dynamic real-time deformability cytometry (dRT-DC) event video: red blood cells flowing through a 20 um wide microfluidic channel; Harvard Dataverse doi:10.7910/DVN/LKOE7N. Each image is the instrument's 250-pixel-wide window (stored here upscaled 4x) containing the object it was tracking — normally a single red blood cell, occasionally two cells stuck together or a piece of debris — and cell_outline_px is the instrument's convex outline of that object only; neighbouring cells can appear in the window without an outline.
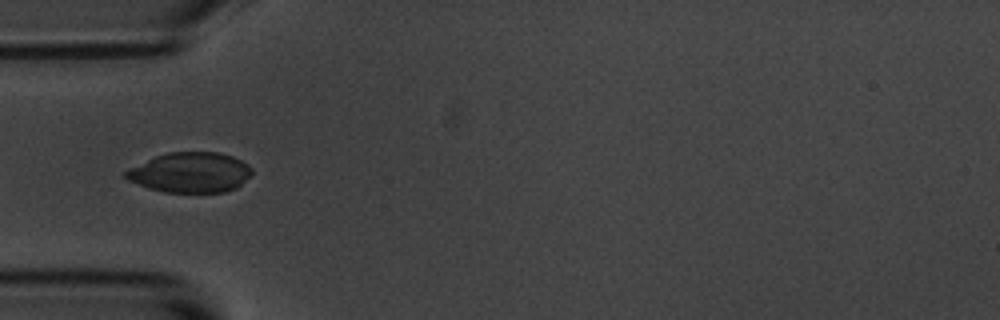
{"species": "common noctule bat (a hibernating species)", "species_latin": "Nyctalus noctula", "temperature_condition": "room temperature", "stored_images_in_passage": 3, "camera_frame_rate_fps": 3000, "um_per_image_px": 0.085, "animal": {"sex": "male", "body_mass_g": 20.1, "forearm_length_mm": 53.5}, "frame": {"image": 1, "passage_image": 1, "time_ms": 0.0, "image_size_px": [1000, 320], "cell_outline_px": [[252, 176], [236, 188], [224, 192], [164, 192], [148, 188], [128, 180], [120, 176], [128, 168], [156, 156], [168, 152], [220, 152], [232, 156], [248, 164], [252, 168]], "centroid_in_image_um": [16.17, 14.66], "position_along_channel_um": 68.8, "area_um2": 29.77}}
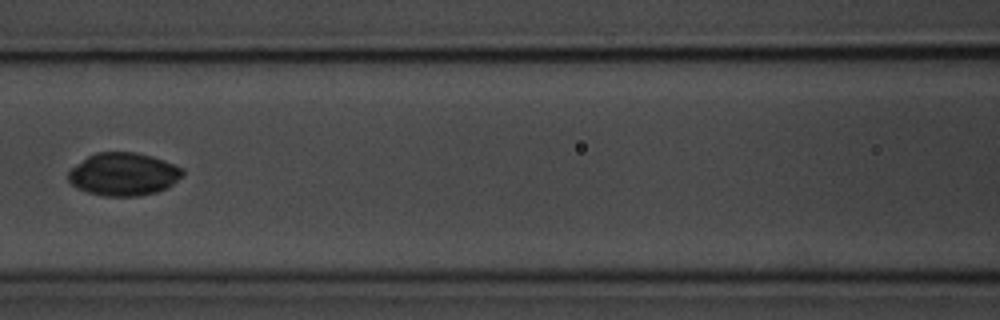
{"frame": {"image": 2, "passage_image": 3, "time_ms": 2.333, "image_size_px": [1000, 320], "cell_outline_px": [[184, 176], [168, 188], [156, 192], [140, 196], [104, 196], [88, 192], [76, 188], [68, 180], [68, 172], [76, 164], [88, 156], [96, 152], [136, 152], [152, 156], [176, 164], [184, 168]], "centroid_in_image_um": [10.54, 14.8], "position_along_channel_um": 156.1, "area_um2": 28.9}}